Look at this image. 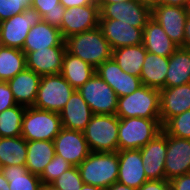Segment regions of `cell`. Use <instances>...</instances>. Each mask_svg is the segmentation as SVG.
<instances>
[{"label":"cell","mask_w":190,"mask_h":190,"mask_svg":"<svg viewBox=\"0 0 190 190\" xmlns=\"http://www.w3.org/2000/svg\"><path fill=\"white\" fill-rule=\"evenodd\" d=\"M66 51L92 65L95 69L112 58V48L101 28L84 31L65 39Z\"/></svg>","instance_id":"obj_1"},{"label":"cell","mask_w":190,"mask_h":190,"mask_svg":"<svg viewBox=\"0 0 190 190\" xmlns=\"http://www.w3.org/2000/svg\"><path fill=\"white\" fill-rule=\"evenodd\" d=\"M84 184L106 189L118 178V152H90L77 166Z\"/></svg>","instance_id":"obj_2"},{"label":"cell","mask_w":190,"mask_h":190,"mask_svg":"<svg viewBox=\"0 0 190 190\" xmlns=\"http://www.w3.org/2000/svg\"><path fill=\"white\" fill-rule=\"evenodd\" d=\"M119 118L160 119V90L142 85L132 94L118 97Z\"/></svg>","instance_id":"obj_3"},{"label":"cell","mask_w":190,"mask_h":190,"mask_svg":"<svg viewBox=\"0 0 190 190\" xmlns=\"http://www.w3.org/2000/svg\"><path fill=\"white\" fill-rule=\"evenodd\" d=\"M119 117L94 114L82 131L91 152L118 151Z\"/></svg>","instance_id":"obj_4"},{"label":"cell","mask_w":190,"mask_h":190,"mask_svg":"<svg viewBox=\"0 0 190 190\" xmlns=\"http://www.w3.org/2000/svg\"><path fill=\"white\" fill-rule=\"evenodd\" d=\"M161 131L160 119L119 118L118 151L140 149Z\"/></svg>","instance_id":"obj_5"},{"label":"cell","mask_w":190,"mask_h":190,"mask_svg":"<svg viewBox=\"0 0 190 190\" xmlns=\"http://www.w3.org/2000/svg\"><path fill=\"white\" fill-rule=\"evenodd\" d=\"M62 128L60 114L35 107H26L21 136L26 141H53Z\"/></svg>","instance_id":"obj_6"},{"label":"cell","mask_w":190,"mask_h":190,"mask_svg":"<svg viewBox=\"0 0 190 190\" xmlns=\"http://www.w3.org/2000/svg\"><path fill=\"white\" fill-rule=\"evenodd\" d=\"M74 91L61 74L41 76L33 107L60 113Z\"/></svg>","instance_id":"obj_7"},{"label":"cell","mask_w":190,"mask_h":190,"mask_svg":"<svg viewBox=\"0 0 190 190\" xmlns=\"http://www.w3.org/2000/svg\"><path fill=\"white\" fill-rule=\"evenodd\" d=\"M78 92L89 105L93 114H116L118 96L97 73H94V75L78 89Z\"/></svg>","instance_id":"obj_8"},{"label":"cell","mask_w":190,"mask_h":190,"mask_svg":"<svg viewBox=\"0 0 190 190\" xmlns=\"http://www.w3.org/2000/svg\"><path fill=\"white\" fill-rule=\"evenodd\" d=\"M42 20L34 8H26L21 13L0 22V32L5 47L22 50L30 29Z\"/></svg>","instance_id":"obj_9"},{"label":"cell","mask_w":190,"mask_h":190,"mask_svg":"<svg viewBox=\"0 0 190 190\" xmlns=\"http://www.w3.org/2000/svg\"><path fill=\"white\" fill-rule=\"evenodd\" d=\"M98 6L99 19H116L140 29H144L151 18V9L138 0L98 4Z\"/></svg>","instance_id":"obj_10"},{"label":"cell","mask_w":190,"mask_h":190,"mask_svg":"<svg viewBox=\"0 0 190 190\" xmlns=\"http://www.w3.org/2000/svg\"><path fill=\"white\" fill-rule=\"evenodd\" d=\"M99 6L91 5L65 8L60 31L64 40L72 35L95 29L99 26Z\"/></svg>","instance_id":"obj_11"},{"label":"cell","mask_w":190,"mask_h":190,"mask_svg":"<svg viewBox=\"0 0 190 190\" xmlns=\"http://www.w3.org/2000/svg\"><path fill=\"white\" fill-rule=\"evenodd\" d=\"M189 15L187 7L160 4L151 10V17L155 19L171 41L178 47H184V27Z\"/></svg>","instance_id":"obj_12"},{"label":"cell","mask_w":190,"mask_h":190,"mask_svg":"<svg viewBox=\"0 0 190 190\" xmlns=\"http://www.w3.org/2000/svg\"><path fill=\"white\" fill-rule=\"evenodd\" d=\"M53 142L55 154L73 166H78L91 152L82 131L62 127Z\"/></svg>","instance_id":"obj_13"},{"label":"cell","mask_w":190,"mask_h":190,"mask_svg":"<svg viewBox=\"0 0 190 190\" xmlns=\"http://www.w3.org/2000/svg\"><path fill=\"white\" fill-rule=\"evenodd\" d=\"M144 172L148 180L165 179L167 134L162 130L145 146L140 148Z\"/></svg>","instance_id":"obj_14"},{"label":"cell","mask_w":190,"mask_h":190,"mask_svg":"<svg viewBox=\"0 0 190 190\" xmlns=\"http://www.w3.org/2000/svg\"><path fill=\"white\" fill-rule=\"evenodd\" d=\"M165 180L190 173V139L167 134Z\"/></svg>","instance_id":"obj_15"},{"label":"cell","mask_w":190,"mask_h":190,"mask_svg":"<svg viewBox=\"0 0 190 190\" xmlns=\"http://www.w3.org/2000/svg\"><path fill=\"white\" fill-rule=\"evenodd\" d=\"M95 73L115 91L118 97L130 95L142 86L140 77L124 72L113 58L99 65Z\"/></svg>","instance_id":"obj_16"},{"label":"cell","mask_w":190,"mask_h":190,"mask_svg":"<svg viewBox=\"0 0 190 190\" xmlns=\"http://www.w3.org/2000/svg\"><path fill=\"white\" fill-rule=\"evenodd\" d=\"M99 27L112 50L140 45L143 42V29L136 28L129 23L116 19H99Z\"/></svg>","instance_id":"obj_17"},{"label":"cell","mask_w":190,"mask_h":190,"mask_svg":"<svg viewBox=\"0 0 190 190\" xmlns=\"http://www.w3.org/2000/svg\"><path fill=\"white\" fill-rule=\"evenodd\" d=\"M66 46H54L26 54V68L40 76L60 74Z\"/></svg>","instance_id":"obj_18"},{"label":"cell","mask_w":190,"mask_h":190,"mask_svg":"<svg viewBox=\"0 0 190 190\" xmlns=\"http://www.w3.org/2000/svg\"><path fill=\"white\" fill-rule=\"evenodd\" d=\"M117 152L119 159L117 181L138 189L148 181L144 172L140 149H127Z\"/></svg>","instance_id":"obj_19"},{"label":"cell","mask_w":190,"mask_h":190,"mask_svg":"<svg viewBox=\"0 0 190 190\" xmlns=\"http://www.w3.org/2000/svg\"><path fill=\"white\" fill-rule=\"evenodd\" d=\"M190 110V83L160 90V121L163 126L170 118Z\"/></svg>","instance_id":"obj_20"},{"label":"cell","mask_w":190,"mask_h":190,"mask_svg":"<svg viewBox=\"0 0 190 190\" xmlns=\"http://www.w3.org/2000/svg\"><path fill=\"white\" fill-rule=\"evenodd\" d=\"M59 114L63 128L77 131H83L94 115L78 90L73 92Z\"/></svg>","instance_id":"obj_21"},{"label":"cell","mask_w":190,"mask_h":190,"mask_svg":"<svg viewBox=\"0 0 190 190\" xmlns=\"http://www.w3.org/2000/svg\"><path fill=\"white\" fill-rule=\"evenodd\" d=\"M41 76L25 68L7 83L17 104L32 107L37 98Z\"/></svg>","instance_id":"obj_22"},{"label":"cell","mask_w":190,"mask_h":190,"mask_svg":"<svg viewBox=\"0 0 190 190\" xmlns=\"http://www.w3.org/2000/svg\"><path fill=\"white\" fill-rule=\"evenodd\" d=\"M54 46H66L59 28L41 20L34 25L25 40L22 51L25 55L37 49H46Z\"/></svg>","instance_id":"obj_23"},{"label":"cell","mask_w":190,"mask_h":190,"mask_svg":"<svg viewBox=\"0 0 190 190\" xmlns=\"http://www.w3.org/2000/svg\"><path fill=\"white\" fill-rule=\"evenodd\" d=\"M142 44L147 52L163 57H170L179 48L152 17L143 29Z\"/></svg>","instance_id":"obj_24"},{"label":"cell","mask_w":190,"mask_h":190,"mask_svg":"<svg viewBox=\"0 0 190 190\" xmlns=\"http://www.w3.org/2000/svg\"><path fill=\"white\" fill-rule=\"evenodd\" d=\"M169 57L146 53L141 70L142 85L161 90L165 88Z\"/></svg>","instance_id":"obj_25"},{"label":"cell","mask_w":190,"mask_h":190,"mask_svg":"<svg viewBox=\"0 0 190 190\" xmlns=\"http://www.w3.org/2000/svg\"><path fill=\"white\" fill-rule=\"evenodd\" d=\"M190 83V49L179 47L170 57L165 88Z\"/></svg>","instance_id":"obj_26"},{"label":"cell","mask_w":190,"mask_h":190,"mask_svg":"<svg viewBox=\"0 0 190 190\" xmlns=\"http://www.w3.org/2000/svg\"><path fill=\"white\" fill-rule=\"evenodd\" d=\"M54 156L55 147L53 141H27L25 166L32 174L40 176Z\"/></svg>","instance_id":"obj_27"},{"label":"cell","mask_w":190,"mask_h":190,"mask_svg":"<svg viewBox=\"0 0 190 190\" xmlns=\"http://www.w3.org/2000/svg\"><path fill=\"white\" fill-rule=\"evenodd\" d=\"M96 69L82 59L68 53L63 57L61 75L75 89L78 90L95 73Z\"/></svg>","instance_id":"obj_28"},{"label":"cell","mask_w":190,"mask_h":190,"mask_svg":"<svg viewBox=\"0 0 190 190\" xmlns=\"http://www.w3.org/2000/svg\"><path fill=\"white\" fill-rule=\"evenodd\" d=\"M146 53L145 47L140 44L116 48L112 51V58L124 72L140 77Z\"/></svg>","instance_id":"obj_29"},{"label":"cell","mask_w":190,"mask_h":190,"mask_svg":"<svg viewBox=\"0 0 190 190\" xmlns=\"http://www.w3.org/2000/svg\"><path fill=\"white\" fill-rule=\"evenodd\" d=\"M27 141L22 137H0V166L25 165Z\"/></svg>","instance_id":"obj_30"},{"label":"cell","mask_w":190,"mask_h":190,"mask_svg":"<svg viewBox=\"0 0 190 190\" xmlns=\"http://www.w3.org/2000/svg\"><path fill=\"white\" fill-rule=\"evenodd\" d=\"M9 182V190H40L41 179L32 174L25 165H10L0 170Z\"/></svg>","instance_id":"obj_31"},{"label":"cell","mask_w":190,"mask_h":190,"mask_svg":"<svg viewBox=\"0 0 190 190\" xmlns=\"http://www.w3.org/2000/svg\"><path fill=\"white\" fill-rule=\"evenodd\" d=\"M26 68V55L22 50L3 47L0 50V81L7 82Z\"/></svg>","instance_id":"obj_32"},{"label":"cell","mask_w":190,"mask_h":190,"mask_svg":"<svg viewBox=\"0 0 190 190\" xmlns=\"http://www.w3.org/2000/svg\"><path fill=\"white\" fill-rule=\"evenodd\" d=\"M25 109V106L17 104L0 113V137L21 136Z\"/></svg>","instance_id":"obj_33"},{"label":"cell","mask_w":190,"mask_h":190,"mask_svg":"<svg viewBox=\"0 0 190 190\" xmlns=\"http://www.w3.org/2000/svg\"><path fill=\"white\" fill-rule=\"evenodd\" d=\"M31 7L40 13L43 21L60 28L65 11L60 0H32Z\"/></svg>","instance_id":"obj_34"},{"label":"cell","mask_w":190,"mask_h":190,"mask_svg":"<svg viewBox=\"0 0 190 190\" xmlns=\"http://www.w3.org/2000/svg\"><path fill=\"white\" fill-rule=\"evenodd\" d=\"M162 130L171 136L190 139V110L170 118Z\"/></svg>","instance_id":"obj_35"},{"label":"cell","mask_w":190,"mask_h":190,"mask_svg":"<svg viewBox=\"0 0 190 190\" xmlns=\"http://www.w3.org/2000/svg\"><path fill=\"white\" fill-rule=\"evenodd\" d=\"M73 165L66 161L63 157L56 155L46 165L43 173L39 176L43 184H51L62 173L69 170Z\"/></svg>","instance_id":"obj_36"},{"label":"cell","mask_w":190,"mask_h":190,"mask_svg":"<svg viewBox=\"0 0 190 190\" xmlns=\"http://www.w3.org/2000/svg\"><path fill=\"white\" fill-rule=\"evenodd\" d=\"M51 184L59 190H80L84 182L80 176L78 167L73 166L69 170L62 173Z\"/></svg>","instance_id":"obj_37"},{"label":"cell","mask_w":190,"mask_h":190,"mask_svg":"<svg viewBox=\"0 0 190 190\" xmlns=\"http://www.w3.org/2000/svg\"><path fill=\"white\" fill-rule=\"evenodd\" d=\"M32 0H0V22L30 8Z\"/></svg>","instance_id":"obj_38"},{"label":"cell","mask_w":190,"mask_h":190,"mask_svg":"<svg viewBox=\"0 0 190 190\" xmlns=\"http://www.w3.org/2000/svg\"><path fill=\"white\" fill-rule=\"evenodd\" d=\"M17 105L7 82L0 81V113Z\"/></svg>","instance_id":"obj_39"},{"label":"cell","mask_w":190,"mask_h":190,"mask_svg":"<svg viewBox=\"0 0 190 190\" xmlns=\"http://www.w3.org/2000/svg\"><path fill=\"white\" fill-rule=\"evenodd\" d=\"M170 190H190V173L172 178Z\"/></svg>","instance_id":"obj_40"},{"label":"cell","mask_w":190,"mask_h":190,"mask_svg":"<svg viewBox=\"0 0 190 190\" xmlns=\"http://www.w3.org/2000/svg\"><path fill=\"white\" fill-rule=\"evenodd\" d=\"M137 190H170L168 180H148L143 183Z\"/></svg>","instance_id":"obj_41"},{"label":"cell","mask_w":190,"mask_h":190,"mask_svg":"<svg viewBox=\"0 0 190 190\" xmlns=\"http://www.w3.org/2000/svg\"><path fill=\"white\" fill-rule=\"evenodd\" d=\"M97 0H60V3L65 8H71L74 6H85V5H91L94 4Z\"/></svg>","instance_id":"obj_42"},{"label":"cell","mask_w":190,"mask_h":190,"mask_svg":"<svg viewBox=\"0 0 190 190\" xmlns=\"http://www.w3.org/2000/svg\"><path fill=\"white\" fill-rule=\"evenodd\" d=\"M184 32H185V40H184V47L183 48L190 49V13L186 19Z\"/></svg>","instance_id":"obj_43"},{"label":"cell","mask_w":190,"mask_h":190,"mask_svg":"<svg viewBox=\"0 0 190 190\" xmlns=\"http://www.w3.org/2000/svg\"><path fill=\"white\" fill-rule=\"evenodd\" d=\"M190 0H161V4L170 5V6H181L187 7L189 5Z\"/></svg>","instance_id":"obj_44"},{"label":"cell","mask_w":190,"mask_h":190,"mask_svg":"<svg viewBox=\"0 0 190 190\" xmlns=\"http://www.w3.org/2000/svg\"><path fill=\"white\" fill-rule=\"evenodd\" d=\"M105 190H137L136 188L126 186L125 184L119 183L118 181L106 188Z\"/></svg>","instance_id":"obj_45"},{"label":"cell","mask_w":190,"mask_h":190,"mask_svg":"<svg viewBox=\"0 0 190 190\" xmlns=\"http://www.w3.org/2000/svg\"><path fill=\"white\" fill-rule=\"evenodd\" d=\"M141 4L149 7L151 10L161 4V0H138Z\"/></svg>","instance_id":"obj_46"},{"label":"cell","mask_w":190,"mask_h":190,"mask_svg":"<svg viewBox=\"0 0 190 190\" xmlns=\"http://www.w3.org/2000/svg\"><path fill=\"white\" fill-rule=\"evenodd\" d=\"M0 190H9V182L0 171Z\"/></svg>","instance_id":"obj_47"},{"label":"cell","mask_w":190,"mask_h":190,"mask_svg":"<svg viewBox=\"0 0 190 190\" xmlns=\"http://www.w3.org/2000/svg\"><path fill=\"white\" fill-rule=\"evenodd\" d=\"M133 0H97V4H111V3H118V2H127Z\"/></svg>","instance_id":"obj_48"},{"label":"cell","mask_w":190,"mask_h":190,"mask_svg":"<svg viewBox=\"0 0 190 190\" xmlns=\"http://www.w3.org/2000/svg\"><path fill=\"white\" fill-rule=\"evenodd\" d=\"M80 190H105V189H102L100 187H96L93 185H89V184H83Z\"/></svg>","instance_id":"obj_49"},{"label":"cell","mask_w":190,"mask_h":190,"mask_svg":"<svg viewBox=\"0 0 190 190\" xmlns=\"http://www.w3.org/2000/svg\"><path fill=\"white\" fill-rule=\"evenodd\" d=\"M40 190H59L57 187H55L53 184H43L41 185Z\"/></svg>","instance_id":"obj_50"},{"label":"cell","mask_w":190,"mask_h":190,"mask_svg":"<svg viewBox=\"0 0 190 190\" xmlns=\"http://www.w3.org/2000/svg\"><path fill=\"white\" fill-rule=\"evenodd\" d=\"M4 47L3 39L1 37V32H0V50Z\"/></svg>","instance_id":"obj_51"},{"label":"cell","mask_w":190,"mask_h":190,"mask_svg":"<svg viewBox=\"0 0 190 190\" xmlns=\"http://www.w3.org/2000/svg\"><path fill=\"white\" fill-rule=\"evenodd\" d=\"M188 12L190 13V2H189V5H188Z\"/></svg>","instance_id":"obj_52"}]
</instances>
